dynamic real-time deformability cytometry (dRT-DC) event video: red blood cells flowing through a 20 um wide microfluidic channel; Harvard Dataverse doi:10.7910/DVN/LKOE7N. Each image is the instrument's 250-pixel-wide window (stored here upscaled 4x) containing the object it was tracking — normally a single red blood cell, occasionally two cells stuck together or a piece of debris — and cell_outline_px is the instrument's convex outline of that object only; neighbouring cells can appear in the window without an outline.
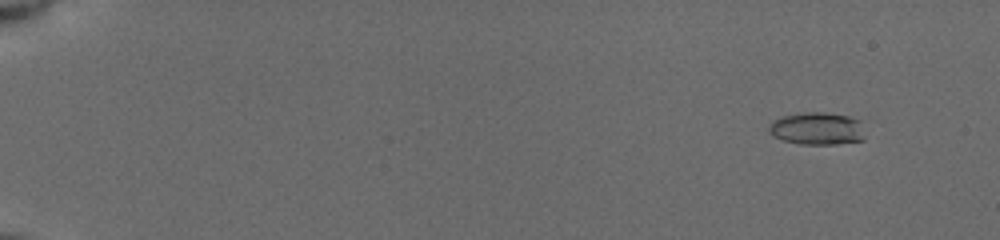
{"species": "common noctule bat (a hibernating species)", "species_latin": "Nyctalus noctula", "temperature_condition": "cold", "stored_images_in_passage": 82, "camera_frame_rate_fps": 3000, "um_per_image_px": 0.085, "animal": {"sex": "female", "body_mass_g": 19.5, "forearm_length_mm": 54.1}, "frame": {"image": 1, "passage_image": 6, "time_ms": 1.667, "image_size_px": [1000, 240], "cell_outline_px": [[864, 140], [836, 144], [800, 144], [784, 140], [772, 136], [768, 132], [768, 124], [772, 120], [784, 116], [804, 112], [828, 112], [848, 116], [860, 120], [864, 136]], "centroid_in_image_um": [69.43, 10.92], "position_along_channel_um": 15.6, "area_um2": 18.38}}
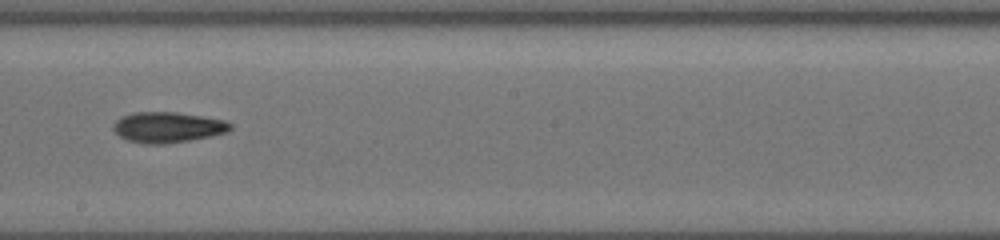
{"frame": {"image": 2, "passage_image": 50, "time_ms": 11.333, "image_size_px": [1000, 240], "cell_outline_px": [[232, 128], [228, 132], [212, 136], [164, 144], [144, 144], [128, 140], [120, 136], [112, 128], [112, 124], [120, 116], [132, 112], [176, 112], [224, 120], [232, 124]], "centroid_in_image_um": [14.23, 10.81], "position_along_channel_um": 234.0, "area_um2": 20.92}}
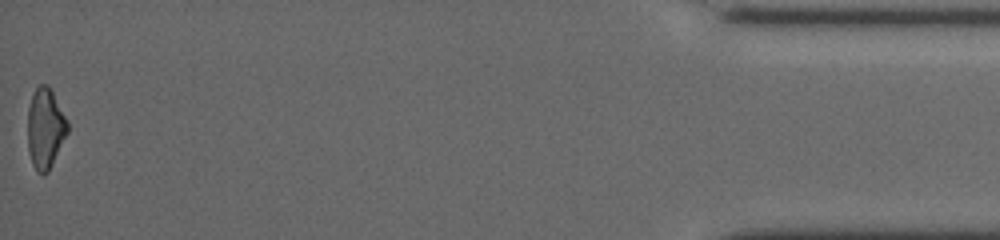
{"frame": {"image": 3, "passage_image": 82, "time_ms": 18.333, "image_size_px": [1000, 240], "cell_outline_px": [[68, 132], [48, 172], [44, 176], [36, 172], [32, 164], [28, 152], [28, 108], [32, 96], [36, 88], [40, 84], [48, 84], [68, 120]], "centroid_in_image_um": [3.85, 10.94], "position_along_channel_um": 431.4, "area_um2": 18.79}, "authors_computed_cell_mechanics": {"area_um2": 19.363, "velocity_mm_per_s": 3.946, "shape_relaxation_time_tau1_ms": 3.1702, "shape_relaxation_time_tau2_ms": 5.9399, "deformation_change_tau1": 0.1395, "deformation_change_tau2": 0.17}}